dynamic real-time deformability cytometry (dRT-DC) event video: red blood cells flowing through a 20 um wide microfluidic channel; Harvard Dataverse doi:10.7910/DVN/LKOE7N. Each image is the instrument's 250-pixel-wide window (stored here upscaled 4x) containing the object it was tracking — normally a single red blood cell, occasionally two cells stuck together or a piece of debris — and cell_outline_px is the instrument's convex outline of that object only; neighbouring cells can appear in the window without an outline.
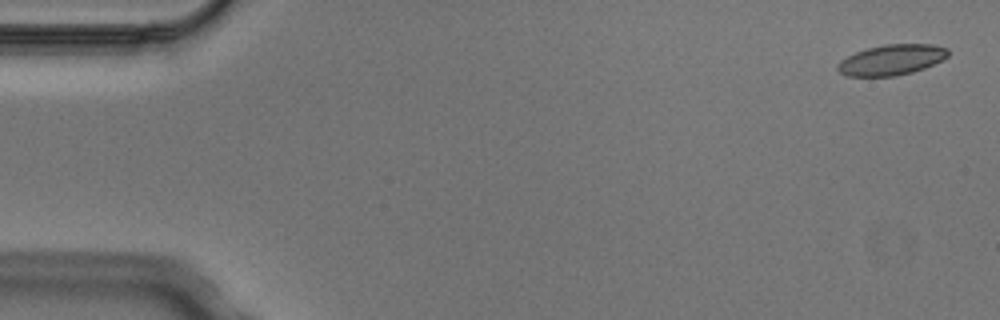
{"species": "Egyptian fruit bat (a non-hibernating species)", "species_latin": "Rousettus aegyptiacus", "temperature_condition": "cold", "stored_images_in_passage": 4, "camera_frame_rate_fps": 3000, "um_per_image_px": 0.085, "animal": {"sex": "male"}, "frame": {"image": 1, "passage_image": 1, "time_ms": 0.0, "image_size_px": [1000, 320], "cell_outline_px": [[948, 56], [924, 68], [912, 72], [896, 76], [848, 76], [840, 72], [836, 68], [836, 64], [840, 60], [856, 52], [868, 48], [884, 44], [932, 44], [948, 48]], "centroid_in_image_um": [75.76, 5.08], "position_along_channel_um": 9.2, "area_um2": 19.54}}